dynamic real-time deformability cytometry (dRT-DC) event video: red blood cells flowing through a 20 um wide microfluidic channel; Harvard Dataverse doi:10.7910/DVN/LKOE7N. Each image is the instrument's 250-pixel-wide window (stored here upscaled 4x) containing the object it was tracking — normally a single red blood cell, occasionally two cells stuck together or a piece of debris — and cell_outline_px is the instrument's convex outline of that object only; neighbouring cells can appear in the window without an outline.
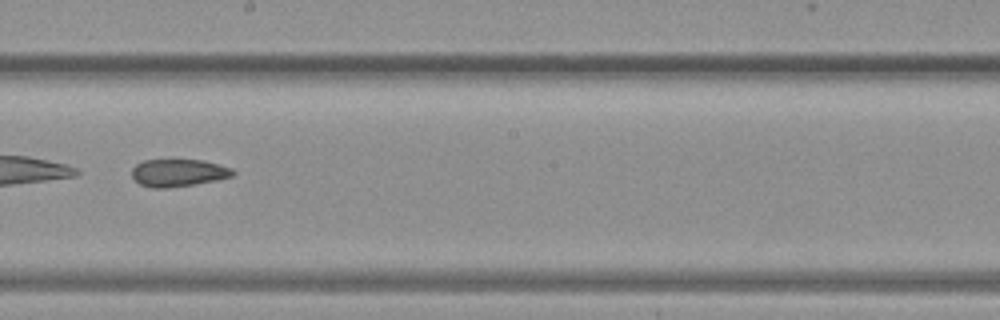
{"species": "common noctule bat (a hibernating species)", "species_latin": "Nyctalus noctula", "temperature_condition": "warm", "stored_images_in_passage": 36, "camera_frame_rate_fps": 3000, "um_per_image_px": 0.085, "animal": {"sex": "female", "body_mass_g": 19.3, "forearm_length_mm": 54.1}, "frame": {"image": 1, "passage_image": 21, "time_ms": 6.667, "image_size_px": [1000, 320], "cell_outline_px": [[236, 172], [232, 176], [216, 180], [168, 188], [152, 188], [140, 184], [132, 176], [132, 168], [136, 164], [144, 160], [172, 156], [204, 160], [232, 168]], "centroid_in_image_um": [15.13, 14.62], "position_along_channel_um": 233.1, "area_um2": 16.94}}